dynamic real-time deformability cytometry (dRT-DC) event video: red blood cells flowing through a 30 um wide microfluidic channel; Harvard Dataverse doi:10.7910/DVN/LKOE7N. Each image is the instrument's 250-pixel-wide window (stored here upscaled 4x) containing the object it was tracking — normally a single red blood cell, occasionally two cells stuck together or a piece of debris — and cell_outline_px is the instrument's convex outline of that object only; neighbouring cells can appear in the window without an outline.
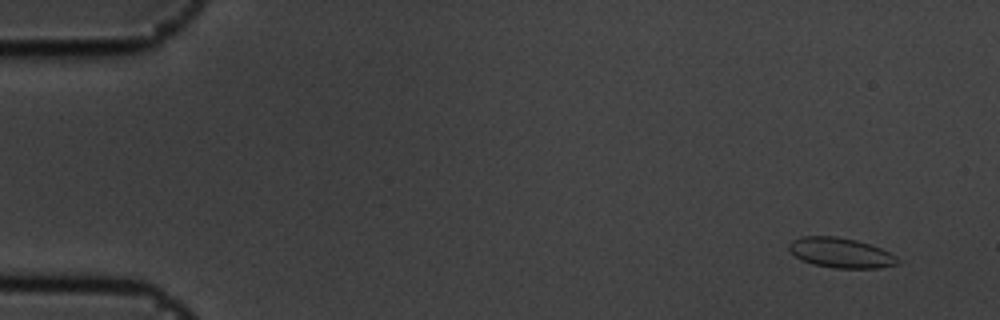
{"species": "common noctule bat (a hibernating species)", "species_latin": "Nyctalus noctula", "temperature_condition": "cold", "stored_images_in_passage": 4, "camera_frame_rate_fps": 3000, "um_per_image_px": 0.085, "animal": {"sex": "male", "body_mass_g": 19.5, "forearm_length_mm": 54.6}, "frame": {"image": 1, "passage_image": 1, "time_ms": 0.0, "image_size_px": [1000, 320], "cell_outline_px": [[900, 264], [880, 268], [836, 268], [812, 264], [800, 260], [788, 248], [788, 244], [792, 240], [800, 236], [836, 236], [856, 240], [880, 248], [896, 256], [900, 260]], "centroid_in_image_um": [71.46, 21.49], "position_along_channel_um": 13.5, "area_um2": 19.07}}
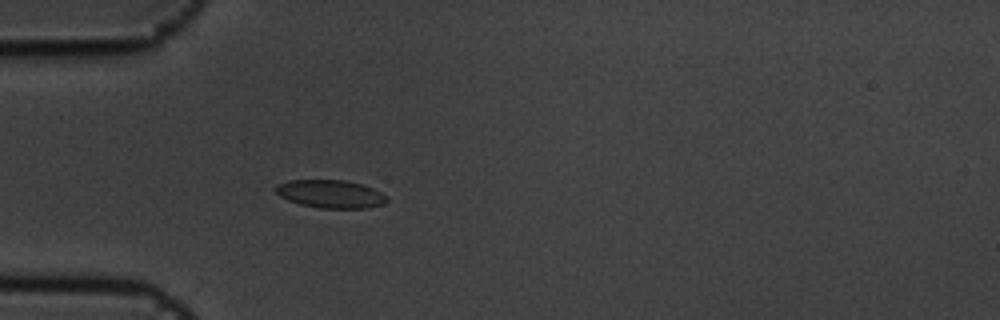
{"frame": {"image": 2, "passage_image": 4, "time_ms": 1.0, "image_size_px": [1000, 320], "cell_outline_px": [[388, 200], [380, 204], [368, 208], [320, 208], [300, 204], [288, 200], [280, 196], [276, 192], [276, 184], [288, 180], [344, 180], [360, 184], [372, 188], [388, 196]], "centroid_in_image_um": [28.08, 16.48], "position_along_channel_um": 56.9, "area_um2": 18.03}}